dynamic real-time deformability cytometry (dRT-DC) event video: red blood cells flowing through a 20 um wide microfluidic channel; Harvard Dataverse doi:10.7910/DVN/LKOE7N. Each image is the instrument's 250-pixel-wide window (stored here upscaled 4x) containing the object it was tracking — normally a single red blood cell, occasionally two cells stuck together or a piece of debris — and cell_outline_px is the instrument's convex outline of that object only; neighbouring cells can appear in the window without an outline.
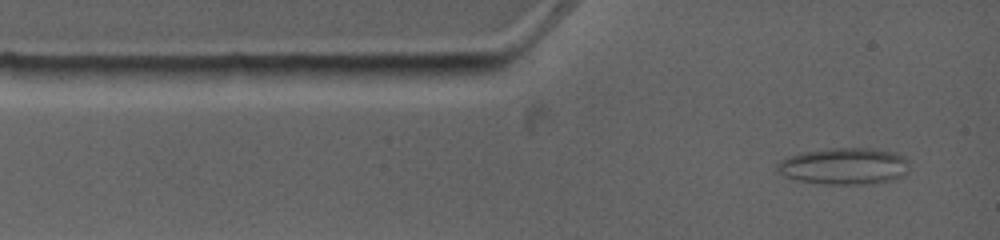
{"species": "common noctule bat (a hibernating species)", "species_latin": "Nyctalus noctula", "temperature_condition": "warm", "stored_images_in_passage": 8, "camera_frame_rate_fps": 4500, "um_per_image_px": 0.085, "animal": {"sex": "female", "body_mass_g": 19.0, "forearm_length_mm": 53.3}, "frame": {"image": 1, "passage_image": 1, "time_ms": 0.0, "image_size_px": [1000, 240], "cell_outline_px": [[908, 160], [904, 172], [900, 176], [888, 180], [872, 184], [824, 184], [796, 180], [784, 176], [776, 168], [776, 164], [780, 160], [800, 152], [832, 148], [868, 148], [896, 152], [904, 156]], "centroid_in_image_um": [71.7, 14.11], "position_along_channel_um": 13.3, "area_um2": 28.09}}
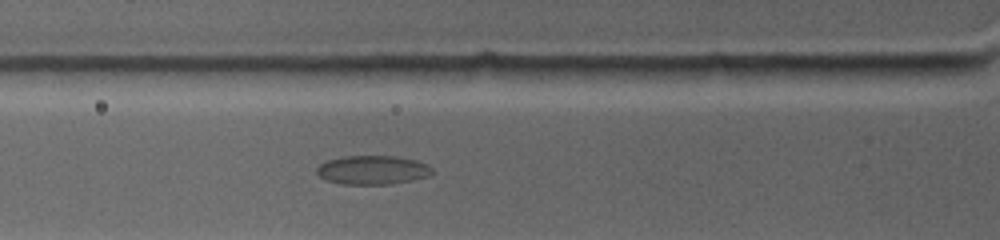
{"frame": {"image": 2, "passage_image": 4, "time_ms": 2.889, "image_size_px": [1000, 240], "cell_outline_px": [[432, 172], [428, 176], [412, 180], [392, 184], [344, 184], [328, 180], [320, 176], [316, 172], [316, 168], [320, 164], [328, 160], [344, 156], [396, 156], [412, 160], [424, 164], [432, 168]], "centroid_in_image_um": [31.64, 14.45], "position_along_channel_um": 94.2, "area_um2": 19.13}}
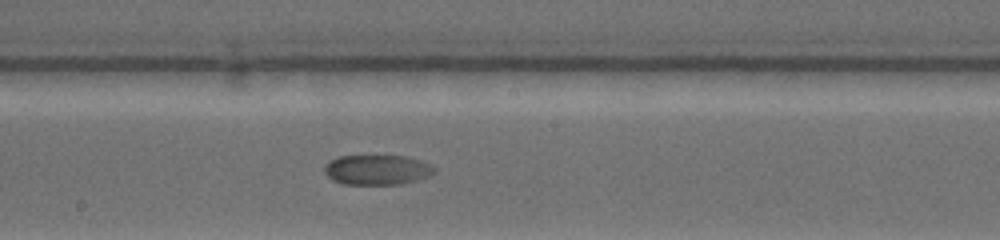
{"frame": {"image": 3, "passage_image": 8, "time_ms": 6.222, "image_size_px": [1000, 240], "cell_outline_px": [[436, 172], [428, 176], [416, 180], [400, 184], [344, 184], [332, 180], [324, 172], [324, 164], [340, 156], [408, 156], [420, 160], [436, 168]], "centroid_in_image_um": [32.05, 14.43], "position_along_channel_um": 216.1, "area_um2": 19.13}}